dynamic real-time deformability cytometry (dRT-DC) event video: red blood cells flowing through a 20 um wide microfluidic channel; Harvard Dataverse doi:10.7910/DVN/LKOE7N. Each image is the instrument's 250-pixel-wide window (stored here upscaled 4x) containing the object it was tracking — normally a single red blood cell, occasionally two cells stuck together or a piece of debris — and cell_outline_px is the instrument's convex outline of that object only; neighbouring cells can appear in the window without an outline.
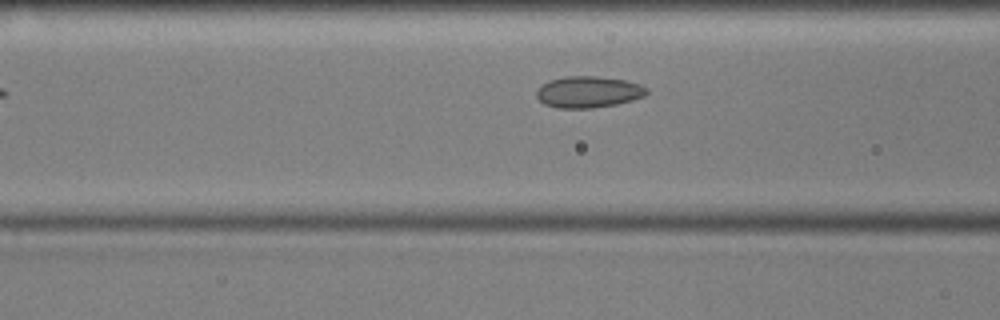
{"species": "common noctule bat (a hibernating species)", "species_latin": "Nyctalus noctula", "temperature_condition": "cold", "stored_images_in_passage": 43, "camera_frame_rate_fps": 3000, "um_per_image_px": 0.085, "animal": {"sex": "male", "body_mass_g": 17.9, "forearm_length_mm": 54.2}, "frame": {"image": 1, "passage_image": 8, "time_ms": 2.333, "image_size_px": [1000, 320], "cell_outline_px": [[648, 92], [644, 96], [632, 100], [616, 104], [592, 108], [556, 108], [544, 104], [536, 96], [536, 88], [548, 80], [564, 76], [596, 76], [624, 80], [640, 84], [648, 88]], "centroid_in_image_um": [49.98, 7.81], "position_along_channel_um": 116.6, "area_um2": 20.35}}
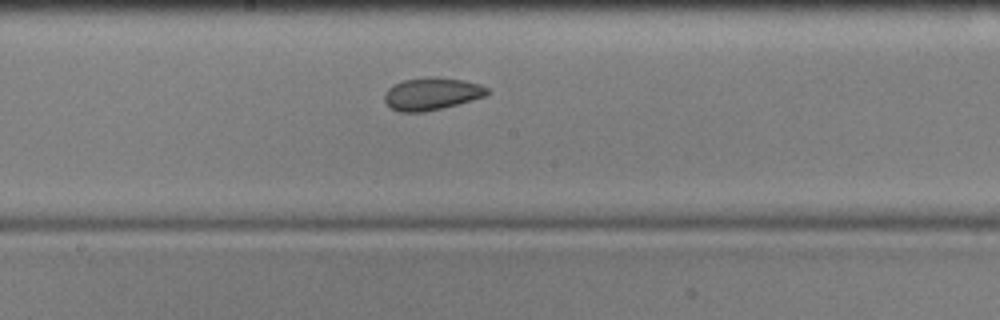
{"frame": {"image": 2, "passage_image": 16, "time_ms": 5.0, "image_size_px": [1000, 320], "cell_outline_px": [[488, 92], [484, 96], [444, 108], [424, 112], [400, 112], [392, 108], [384, 100], [384, 96], [388, 88], [404, 80], [428, 76], [464, 80], [480, 84], [488, 88]], "centroid_in_image_um": [36.69, 7.97], "position_along_channel_um": 211.5, "area_um2": 19.25}}
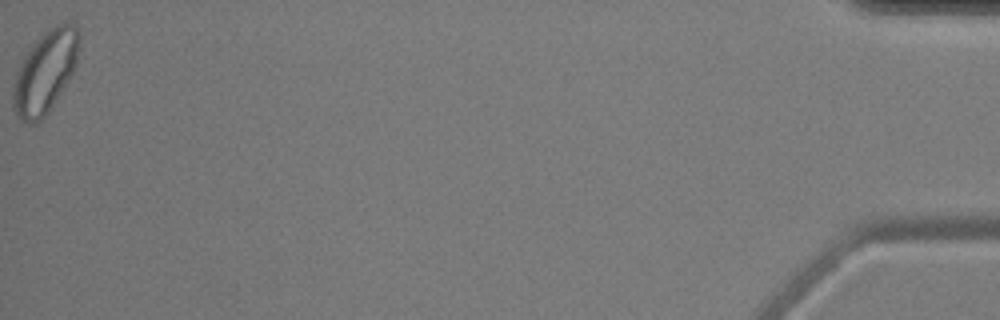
{"frame": {"image": 3, "passage_image": 43, "time_ms": 14.0, "image_size_px": [1000, 320], "cell_outline_px": [[80, 40], [76, 64], [72, 72], [56, 100], [48, 112], [36, 124], [28, 124], [20, 120], [12, 108], [12, 88], [16, 72], [24, 56], [36, 40], [48, 28], [56, 24], [72, 24], [76, 28], [80, 36]], "centroid_in_image_um": [3.81, 6.14], "position_along_channel_um": 431.4, "area_um2": 31.5}, "authors_computed_cell_mechanics": {"area_um2": 20.3456, "velocity_mm_per_s": 3.5566, "shape_relaxation_time_tau1_ms": null, "shape_relaxation_time_tau2_ms": 1.9395, "deformation_change_tau1": null, "deformation_change_tau2": 0.053}}